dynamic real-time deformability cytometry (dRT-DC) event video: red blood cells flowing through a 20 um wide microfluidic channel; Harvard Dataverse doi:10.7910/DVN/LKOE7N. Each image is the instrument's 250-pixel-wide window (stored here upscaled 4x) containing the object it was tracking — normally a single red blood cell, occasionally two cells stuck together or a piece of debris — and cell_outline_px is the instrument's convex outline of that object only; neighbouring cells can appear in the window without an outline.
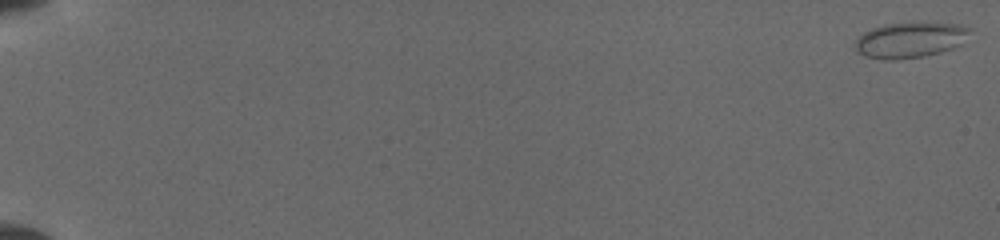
{"species": "common noctule bat (a hibernating species)", "species_latin": "Nyctalus noctula", "temperature_condition": "cold", "stored_images_in_passage": 40, "camera_frame_rate_fps": 3000, "um_per_image_px": 0.085, "animal": {"sex": "female", "body_mass_g": 19.5, "forearm_length_mm": 54.1}, "frame": {"image": 1, "passage_image": 1, "time_ms": 0.0, "image_size_px": [1000, 240], "cell_outline_px": [[968, 28], [960, 44], [952, 48], [940, 52], [924, 56], [896, 60], [884, 60], [868, 56], [860, 52], [856, 48], [856, 40], [864, 32], [872, 28], [888, 24], [956, 24]], "centroid_in_image_um": [77.29, 3.43], "position_along_channel_um": 7.7, "area_um2": 22.66}}
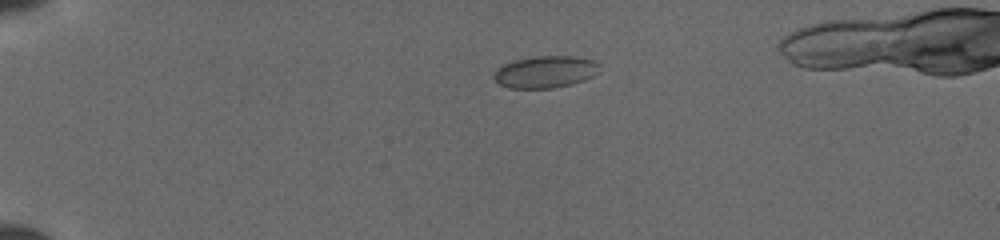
{"frame": {"image": 2, "passage_image": 24, "time_ms": 4.333, "image_size_px": [1000, 240], "cell_outline_px": [[600, 72], [584, 80], [552, 88], [508, 88], [500, 84], [492, 76], [504, 64], [512, 60], [536, 56], [572, 56], [596, 60], [600, 64]], "centroid_in_image_um": [46.39, 6.1], "position_along_channel_um": 38.6, "area_um2": 19.65}}
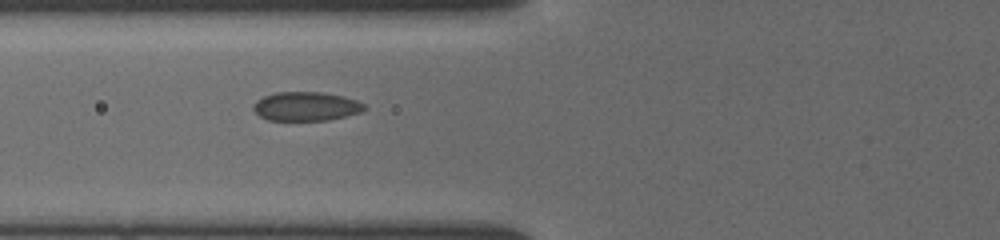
{"frame": {"image": 3, "passage_image": 40, "time_ms": 7.333, "image_size_px": [1000, 240], "cell_outline_px": [[368, 108], [364, 112], [328, 120], [268, 120], [260, 116], [252, 108], [252, 104], [256, 100], [264, 96], [276, 92], [320, 92], [344, 96], [356, 100], [364, 104]], "centroid_in_image_um": [26.03, 9.04], "position_along_channel_um": 99.8, "area_um2": 18.9}}